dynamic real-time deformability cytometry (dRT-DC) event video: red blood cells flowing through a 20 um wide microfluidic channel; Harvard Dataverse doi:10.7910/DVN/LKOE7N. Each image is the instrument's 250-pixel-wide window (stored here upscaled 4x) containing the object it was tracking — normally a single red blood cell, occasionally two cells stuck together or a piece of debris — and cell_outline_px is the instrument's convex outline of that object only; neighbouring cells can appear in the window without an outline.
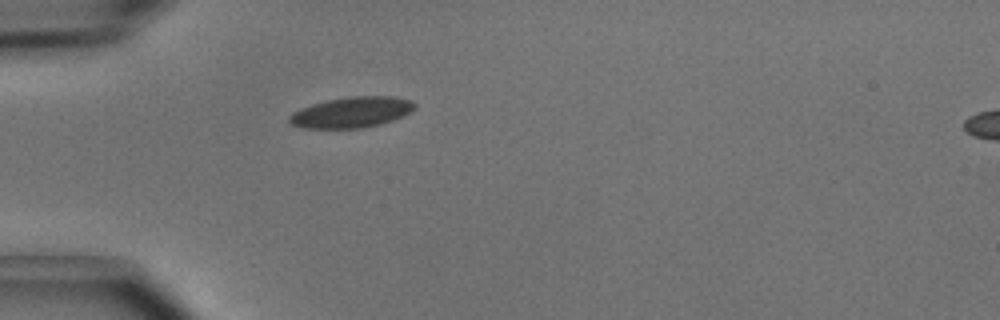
{"species": "common noctule bat (a hibernating species)", "species_latin": "Nyctalus noctula", "temperature_condition": "cold", "stored_images_in_passage": 2, "segment_of_instrument_passage": [1, 2], "camera_frame_rate_fps": 3000, "um_per_image_px": 0.085, "animal": {"sex": "male", "body_mass_g": 15.6}, "frame": {"image": 1, "passage_image": 1, "time_ms": 0.0, "image_size_px": [1000, 320], "cell_outline_px": [[416, 108], [412, 112], [392, 120], [380, 124], [364, 128], [300, 128], [292, 124], [288, 120], [288, 116], [292, 112], [300, 108], [312, 104], [328, 100], [352, 96], [392, 96], [412, 100], [416, 104]], "centroid_in_image_um": [29.9, 9.54], "position_along_channel_um": 55.1, "area_um2": 22.6}}